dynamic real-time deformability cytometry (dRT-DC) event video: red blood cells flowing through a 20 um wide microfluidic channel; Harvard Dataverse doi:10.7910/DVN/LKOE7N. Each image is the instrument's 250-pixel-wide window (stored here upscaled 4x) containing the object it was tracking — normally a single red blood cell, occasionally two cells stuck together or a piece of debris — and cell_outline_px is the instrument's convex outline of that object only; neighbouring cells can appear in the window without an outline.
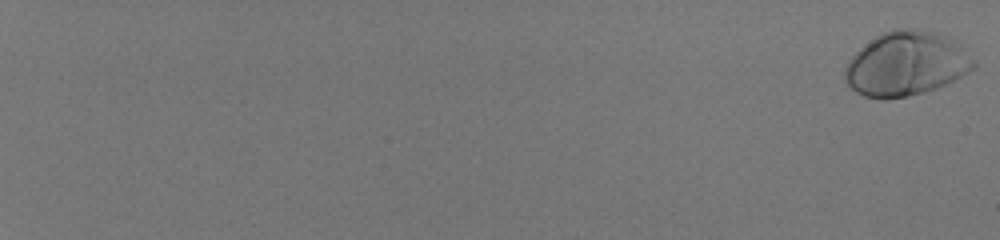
{"species": "human", "species_latin": "Homo sapiens", "temperature_condition": "room temperature", "stored_images_in_passage": 58, "camera_frame_rate_fps": 3000, "um_per_image_px": 0.085, "donor": {"sex": "male"}, "frame": {"image": 1, "passage_image": 1, "time_ms": 0.0, "image_size_px": [1000, 240], "cell_outline_px": [[976, 68], [936, 88], [924, 92], [908, 96], [884, 100], [864, 96], [856, 92], [848, 84], [844, 76], [844, 68], [852, 56], [864, 44], [876, 36], [892, 28], [912, 28], [940, 32], [948, 36], [976, 64]], "centroid_in_image_um": [76.98, 5.42], "position_along_channel_um": 8.0, "area_um2": 47.92}}
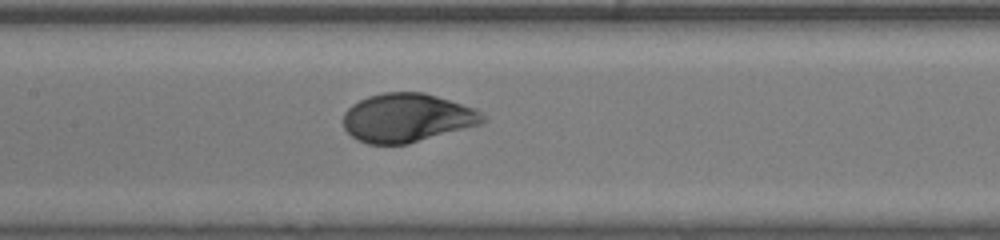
{"frame": {"image": 2, "passage_image": 35, "time_ms": 11.333, "image_size_px": [1000, 240], "cell_outline_px": [[488, 120], [480, 124], [408, 144], [368, 144], [356, 140], [344, 128], [344, 112], [352, 104], [368, 96], [384, 92], [424, 92], [476, 108]], "centroid_in_image_um": [34.6, 10.01], "position_along_channel_um": 172.8, "area_um2": 39.59}}
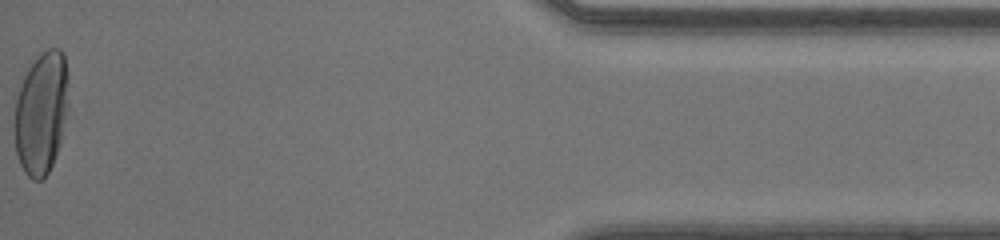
{"frame": {"image": 3, "passage_image": 58, "time_ms": 19.0, "image_size_px": [1000, 240], "cell_outline_px": [[68, 104], [60, 144], [52, 164], [48, 172], [40, 180], [32, 180], [24, 172], [20, 164], [16, 152], [12, 124], [16, 100], [24, 76], [28, 68], [40, 52], [48, 48], [60, 48], [64, 56], [68, 72]], "centroid_in_image_um": [3.5, 9.58], "position_along_channel_um": 431.7, "area_um2": 39.07}, "authors_computed_cell_mechanics": {"area_um2": 40.8068, "velocity_mm_per_s": 4.0984, "shape_relaxation_time_tau1_ms": 2.6353, "shape_relaxation_time_tau2_ms": null, "deformation_change_tau1": 0.1838, "deformation_change_tau2": null}}